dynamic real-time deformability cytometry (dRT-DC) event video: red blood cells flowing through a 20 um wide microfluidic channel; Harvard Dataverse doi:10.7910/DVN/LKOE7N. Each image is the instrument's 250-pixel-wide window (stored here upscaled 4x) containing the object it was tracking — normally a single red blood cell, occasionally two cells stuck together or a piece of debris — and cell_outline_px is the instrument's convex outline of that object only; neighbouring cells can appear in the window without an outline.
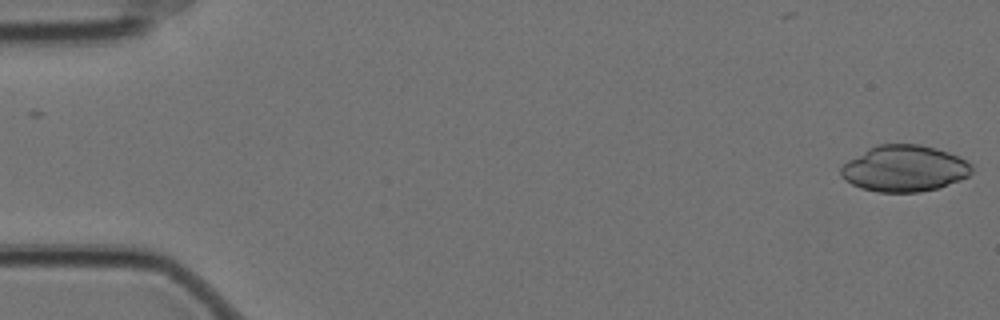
{"species": "Egyptian fruit bat (a non-hibernating species)", "species_latin": "Rousettus aegyptiacus", "temperature_condition": "cold", "stored_images_in_passage": 2, "camera_frame_rate_fps": 3000, "um_per_image_px": 0.085, "animal": {"sex": "female"}, "frame": {"image": 1, "passage_image": 2, "time_ms": 0.333, "image_size_px": [1000, 320], "cell_outline_px": [[972, 172], [968, 176], [960, 180], [936, 188], [920, 192], [876, 192], [860, 188], [844, 180], [840, 176], [840, 168], [848, 160], [868, 148], [876, 144], [920, 144], [936, 148], [948, 152], [972, 164]], "centroid_in_image_um": [76.84, 14.32], "position_along_channel_um": 8.2, "area_um2": 35.37}}